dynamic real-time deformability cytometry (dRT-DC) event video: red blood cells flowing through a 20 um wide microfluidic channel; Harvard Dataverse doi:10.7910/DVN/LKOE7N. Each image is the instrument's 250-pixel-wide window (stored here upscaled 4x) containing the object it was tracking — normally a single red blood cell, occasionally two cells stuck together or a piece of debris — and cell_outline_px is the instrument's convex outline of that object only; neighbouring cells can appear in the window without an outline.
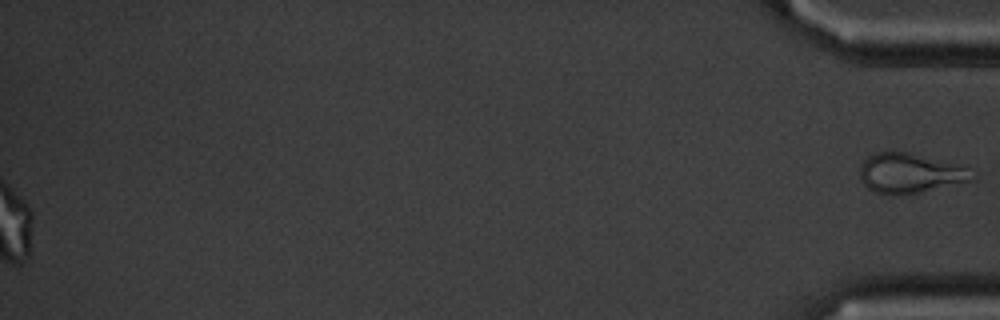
{"species": "common noctule bat (a hibernating species)", "species_latin": "Nyctalus noctula", "temperature_condition": "cold", "stored_images_in_passage": 57, "segment_of_instrument_passage": [2, 2], "camera_frame_rate_fps": 3000, "um_per_image_px": 0.085, "animal": {"sex": "male", "body_mass_g": 20.1, "forearm_length_mm": 53.5}, "frame": {"image": 1, "passage_image": 57, "time_ms": 18.667, "image_size_px": [1000, 320], "cell_outline_px": [[976, 180], [900, 196], [892, 196], [876, 192], [868, 188], [864, 184], [860, 176], [860, 164], [868, 156], [876, 152], [904, 152], [960, 164], [968, 168], [976, 176]], "centroid_in_image_um": [77.37, 14.74], "position_along_channel_um": 357.8, "area_um2": 26.18}}